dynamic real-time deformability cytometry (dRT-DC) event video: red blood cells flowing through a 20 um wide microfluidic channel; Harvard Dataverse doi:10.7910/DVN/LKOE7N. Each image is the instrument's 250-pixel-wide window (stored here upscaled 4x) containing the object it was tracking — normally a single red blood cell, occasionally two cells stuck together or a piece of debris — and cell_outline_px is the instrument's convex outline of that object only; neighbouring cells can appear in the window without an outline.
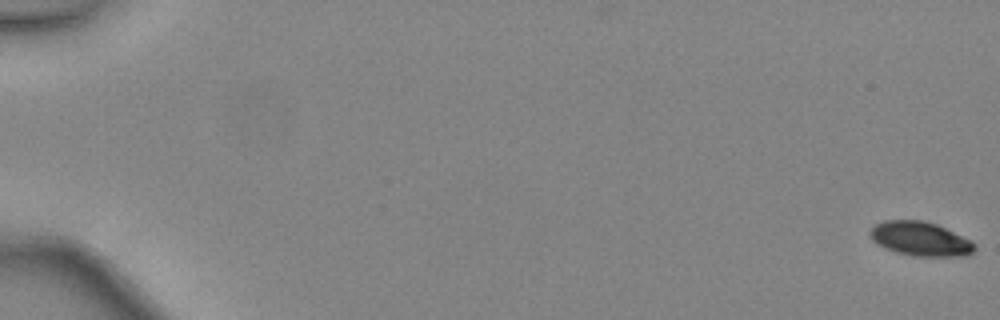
{"species": "common noctule bat (a hibernating species)", "species_latin": "Nyctalus noctula", "temperature_condition": "warm", "stored_images_in_passage": 49, "camera_frame_rate_fps": 3000, "um_per_image_px": 0.085, "animal": {"sex": "female", "body_mass_g": 24.6, "forearm_length_mm": 56.2}, "frame": {"image": 1, "passage_image": 1, "time_ms": 0.0, "image_size_px": [1000, 320], "cell_outline_px": [[976, 248], [968, 256], [912, 256], [896, 252], [884, 248], [876, 244], [872, 240], [868, 232], [876, 224], [884, 220], [924, 220], [936, 224], [972, 240], [976, 244]], "centroid_in_image_um": [78.23, 20.31], "position_along_channel_um": 6.8, "area_um2": 21.04}}
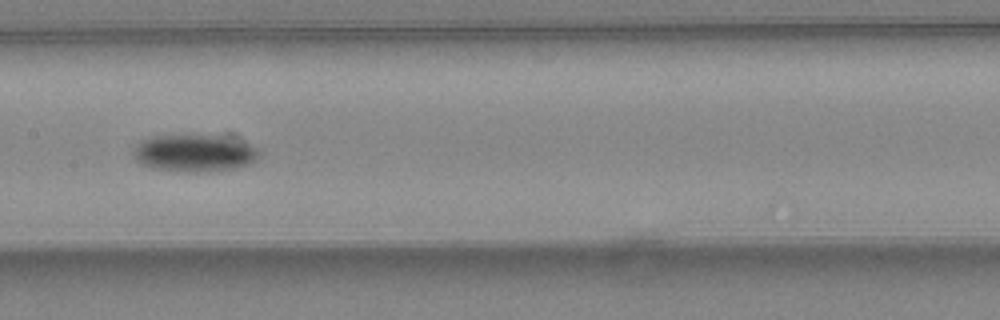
{"frame": {"image": 2, "passage_image": 27, "time_ms": 8.667, "image_size_px": [1000, 320], "cell_outline_px": [[264, 152], [252, 164], [240, 168], [220, 172], [188, 172], [152, 168], [140, 164], [132, 156], [132, 148], [140, 140], [148, 136], [216, 136], [244, 140], [260, 148]], "centroid_in_image_um": [16.6, 13.04], "position_along_channel_um": 190.8, "area_um2": 28.26}}
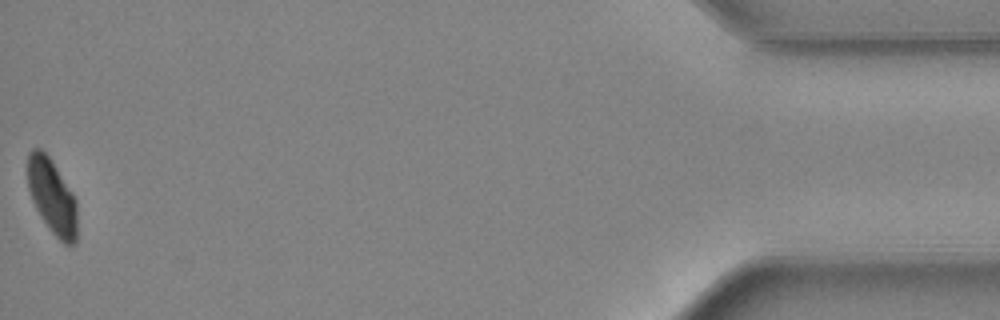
{"frame": {"image": 3, "passage_image": 49, "time_ms": 16.0, "image_size_px": [1000, 320], "cell_outline_px": [[76, 244], [64, 244], [48, 228], [40, 216], [32, 200], [28, 188], [28, 152], [32, 148], [40, 148], [52, 160], [72, 192], [76, 200]], "centroid_in_image_um": [4.42, 16.7], "position_along_channel_um": 430.8, "area_um2": 21.56}, "authors_computed_cell_mechanics": {"area_um2": 23.409, "velocity_mm_per_s": 4.4502, "shape_relaxation_time_tau1_ms": 2.1818, "shape_relaxation_time_tau2_ms": null, "deformation_change_tau1": 0.0983, "deformation_change_tau2": null}}